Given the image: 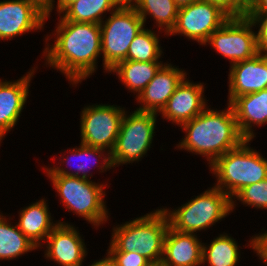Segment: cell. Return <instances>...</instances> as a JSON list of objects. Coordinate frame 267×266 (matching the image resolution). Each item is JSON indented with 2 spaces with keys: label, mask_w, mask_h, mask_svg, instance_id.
Here are the masks:
<instances>
[{
  "label": "cell",
  "mask_w": 267,
  "mask_h": 266,
  "mask_svg": "<svg viewBox=\"0 0 267 266\" xmlns=\"http://www.w3.org/2000/svg\"><path fill=\"white\" fill-rule=\"evenodd\" d=\"M51 31L50 35H44L45 48L41 54L44 66L59 71L70 86L78 87L98 69L102 45L100 24L58 20Z\"/></svg>",
  "instance_id": "cell-1"
},
{
  "label": "cell",
  "mask_w": 267,
  "mask_h": 266,
  "mask_svg": "<svg viewBox=\"0 0 267 266\" xmlns=\"http://www.w3.org/2000/svg\"><path fill=\"white\" fill-rule=\"evenodd\" d=\"M226 105L222 110L209 105L182 124L180 129L185 135L174 149L205 157L209 167L221 155L240 146L246 138L238 128L231 105Z\"/></svg>",
  "instance_id": "cell-2"
},
{
  "label": "cell",
  "mask_w": 267,
  "mask_h": 266,
  "mask_svg": "<svg viewBox=\"0 0 267 266\" xmlns=\"http://www.w3.org/2000/svg\"><path fill=\"white\" fill-rule=\"evenodd\" d=\"M157 208L133 220L113 225L106 251H136L153 265H160L169 219L162 206Z\"/></svg>",
  "instance_id": "cell-3"
},
{
  "label": "cell",
  "mask_w": 267,
  "mask_h": 266,
  "mask_svg": "<svg viewBox=\"0 0 267 266\" xmlns=\"http://www.w3.org/2000/svg\"><path fill=\"white\" fill-rule=\"evenodd\" d=\"M52 182L56 197L65 211L72 212L76 217L84 218L96 230L110 219L109 209L105 200L106 182H95L89 179L65 175H46Z\"/></svg>",
  "instance_id": "cell-4"
},
{
  "label": "cell",
  "mask_w": 267,
  "mask_h": 266,
  "mask_svg": "<svg viewBox=\"0 0 267 266\" xmlns=\"http://www.w3.org/2000/svg\"><path fill=\"white\" fill-rule=\"evenodd\" d=\"M251 141L246 139L209 166V173L216 178L214 187L230 198L245 186L267 179V158L259 150L251 148Z\"/></svg>",
  "instance_id": "cell-5"
},
{
  "label": "cell",
  "mask_w": 267,
  "mask_h": 266,
  "mask_svg": "<svg viewBox=\"0 0 267 266\" xmlns=\"http://www.w3.org/2000/svg\"><path fill=\"white\" fill-rule=\"evenodd\" d=\"M192 197L177 208L162 207L172 229L181 233H203L232 213L231 198L219 188L208 187Z\"/></svg>",
  "instance_id": "cell-6"
},
{
  "label": "cell",
  "mask_w": 267,
  "mask_h": 266,
  "mask_svg": "<svg viewBox=\"0 0 267 266\" xmlns=\"http://www.w3.org/2000/svg\"><path fill=\"white\" fill-rule=\"evenodd\" d=\"M144 27L143 20L127 0L100 23L101 58L105 74L126 59L131 42Z\"/></svg>",
  "instance_id": "cell-7"
},
{
  "label": "cell",
  "mask_w": 267,
  "mask_h": 266,
  "mask_svg": "<svg viewBox=\"0 0 267 266\" xmlns=\"http://www.w3.org/2000/svg\"><path fill=\"white\" fill-rule=\"evenodd\" d=\"M158 116L154 112L125 111L115 146L111 152L114 169L130 163L136 164L148 156L147 152L153 146Z\"/></svg>",
  "instance_id": "cell-8"
},
{
  "label": "cell",
  "mask_w": 267,
  "mask_h": 266,
  "mask_svg": "<svg viewBox=\"0 0 267 266\" xmlns=\"http://www.w3.org/2000/svg\"><path fill=\"white\" fill-rule=\"evenodd\" d=\"M126 108L94 103L80 112V143L112 152Z\"/></svg>",
  "instance_id": "cell-9"
},
{
  "label": "cell",
  "mask_w": 267,
  "mask_h": 266,
  "mask_svg": "<svg viewBox=\"0 0 267 266\" xmlns=\"http://www.w3.org/2000/svg\"><path fill=\"white\" fill-rule=\"evenodd\" d=\"M207 45L229 60L230 65L251 59L259 53L255 27L247 16L230 17L209 36L203 46Z\"/></svg>",
  "instance_id": "cell-10"
},
{
  "label": "cell",
  "mask_w": 267,
  "mask_h": 266,
  "mask_svg": "<svg viewBox=\"0 0 267 266\" xmlns=\"http://www.w3.org/2000/svg\"><path fill=\"white\" fill-rule=\"evenodd\" d=\"M229 18L218 6L197 0L179 8L176 24L167 37L180 35L203 47L209 36Z\"/></svg>",
  "instance_id": "cell-11"
},
{
  "label": "cell",
  "mask_w": 267,
  "mask_h": 266,
  "mask_svg": "<svg viewBox=\"0 0 267 266\" xmlns=\"http://www.w3.org/2000/svg\"><path fill=\"white\" fill-rule=\"evenodd\" d=\"M61 152L58 159H56L55 157L52 158V161H54V159L59 160L60 162H58V164H48V166L43 165L44 167H41V169H44V175H65L91 180L93 176V172H91V166L93 164L95 168L98 167L96 169L99 173H106L110 169L112 170L114 168L111 161V153L101 148H96L80 143L78 147L75 146L73 148L72 146L67 151L62 149ZM66 153L69 154V156ZM74 159L77 162L76 165H72V162L75 161ZM64 164L66 165V167Z\"/></svg>",
  "instance_id": "cell-12"
},
{
  "label": "cell",
  "mask_w": 267,
  "mask_h": 266,
  "mask_svg": "<svg viewBox=\"0 0 267 266\" xmlns=\"http://www.w3.org/2000/svg\"><path fill=\"white\" fill-rule=\"evenodd\" d=\"M59 224L46 238L40 250L44 248L43 257L54 261L59 266H83L88 255L87 245L75 224L58 220Z\"/></svg>",
  "instance_id": "cell-13"
},
{
  "label": "cell",
  "mask_w": 267,
  "mask_h": 266,
  "mask_svg": "<svg viewBox=\"0 0 267 266\" xmlns=\"http://www.w3.org/2000/svg\"><path fill=\"white\" fill-rule=\"evenodd\" d=\"M46 15L27 0H0V41L44 30Z\"/></svg>",
  "instance_id": "cell-14"
},
{
  "label": "cell",
  "mask_w": 267,
  "mask_h": 266,
  "mask_svg": "<svg viewBox=\"0 0 267 266\" xmlns=\"http://www.w3.org/2000/svg\"><path fill=\"white\" fill-rule=\"evenodd\" d=\"M187 77L177 86L166 106L158 114L163 121L165 119L178 127L198 116L209 106V100L204 95L206 84L193 82Z\"/></svg>",
  "instance_id": "cell-15"
},
{
  "label": "cell",
  "mask_w": 267,
  "mask_h": 266,
  "mask_svg": "<svg viewBox=\"0 0 267 266\" xmlns=\"http://www.w3.org/2000/svg\"><path fill=\"white\" fill-rule=\"evenodd\" d=\"M36 68L39 69L38 64L13 81L0 78V135L3 137H7V133H10L19 122L30 97V84L35 77Z\"/></svg>",
  "instance_id": "cell-16"
},
{
  "label": "cell",
  "mask_w": 267,
  "mask_h": 266,
  "mask_svg": "<svg viewBox=\"0 0 267 266\" xmlns=\"http://www.w3.org/2000/svg\"><path fill=\"white\" fill-rule=\"evenodd\" d=\"M188 75L186 70L164 62L156 72L154 78L147 84L140 95L135 98L138 103L136 110L159 114L166 106L168 99L175 92L177 86Z\"/></svg>",
  "instance_id": "cell-17"
},
{
  "label": "cell",
  "mask_w": 267,
  "mask_h": 266,
  "mask_svg": "<svg viewBox=\"0 0 267 266\" xmlns=\"http://www.w3.org/2000/svg\"><path fill=\"white\" fill-rule=\"evenodd\" d=\"M228 100L267 89V55L255 57L230 65L228 73Z\"/></svg>",
  "instance_id": "cell-18"
},
{
  "label": "cell",
  "mask_w": 267,
  "mask_h": 266,
  "mask_svg": "<svg viewBox=\"0 0 267 266\" xmlns=\"http://www.w3.org/2000/svg\"><path fill=\"white\" fill-rule=\"evenodd\" d=\"M199 235L181 233L169 226L160 266H202L203 242Z\"/></svg>",
  "instance_id": "cell-19"
},
{
  "label": "cell",
  "mask_w": 267,
  "mask_h": 266,
  "mask_svg": "<svg viewBox=\"0 0 267 266\" xmlns=\"http://www.w3.org/2000/svg\"><path fill=\"white\" fill-rule=\"evenodd\" d=\"M233 109L241 134L249 140L256 137L254 128L267 125V89L234 98Z\"/></svg>",
  "instance_id": "cell-20"
},
{
  "label": "cell",
  "mask_w": 267,
  "mask_h": 266,
  "mask_svg": "<svg viewBox=\"0 0 267 266\" xmlns=\"http://www.w3.org/2000/svg\"><path fill=\"white\" fill-rule=\"evenodd\" d=\"M48 200L40 198L28 206L20 208L18 221L19 230L33 243L38 250L44 244L48 235L59 224L51 215ZM53 216V217H52ZM54 220V221H53Z\"/></svg>",
  "instance_id": "cell-21"
},
{
  "label": "cell",
  "mask_w": 267,
  "mask_h": 266,
  "mask_svg": "<svg viewBox=\"0 0 267 266\" xmlns=\"http://www.w3.org/2000/svg\"><path fill=\"white\" fill-rule=\"evenodd\" d=\"M163 64V62L123 60L110 69L108 74L116 75L124 88L137 98Z\"/></svg>",
  "instance_id": "cell-22"
},
{
  "label": "cell",
  "mask_w": 267,
  "mask_h": 266,
  "mask_svg": "<svg viewBox=\"0 0 267 266\" xmlns=\"http://www.w3.org/2000/svg\"><path fill=\"white\" fill-rule=\"evenodd\" d=\"M137 11L146 25L149 17L153 21L154 29L164 32L167 36L174 28L179 7L174 0H127Z\"/></svg>",
  "instance_id": "cell-23"
},
{
  "label": "cell",
  "mask_w": 267,
  "mask_h": 266,
  "mask_svg": "<svg viewBox=\"0 0 267 266\" xmlns=\"http://www.w3.org/2000/svg\"><path fill=\"white\" fill-rule=\"evenodd\" d=\"M11 220L9 214L7 216L0 210V261L16 260L38 249Z\"/></svg>",
  "instance_id": "cell-24"
},
{
  "label": "cell",
  "mask_w": 267,
  "mask_h": 266,
  "mask_svg": "<svg viewBox=\"0 0 267 266\" xmlns=\"http://www.w3.org/2000/svg\"><path fill=\"white\" fill-rule=\"evenodd\" d=\"M126 0H78L70 4L58 20L100 24L107 14L115 11Z\"/></svg>",
  "instance_id": "cell-25"
},
{
  "label": "cell",
  "mask_w": 267,
  "mask_h": 266,
  "mask_svg": "<svg viewBox=\"0 0 267 266\" xmlns=\"http://www.w3.org/2000/svg\"><path fill=\"white\" fill-rule=\"evenodd\" d=\"M241 249L230 233H220L210 244L203 242L202 266H237L241 261Z\"/></svg>",
  "instance_id": "cell-26"
},
{
  "label": "cell",
  "mask_w": 267,
  "mask_h": 266,
  "mask_svg": "<svg viewBox=\"0 0 267 266\" xmlns=\"http://www.w3.org/2000/svg\"><path fill=\"white\" fill-rule=\"evenodd\" d=\"M154 28L144 27L129 46L127 57L125 60H133L138 62H163V51L160 34L164 33ZM157 32V33H156ZM159 34V35H158Z\"/></svg>",
  "instance_id": "cell-27"
},
{
  "label": "cell",
  "mask_w": 267,
  "mask_h": 266,
  "mask_svg": "<svg viewBox=\"0 0 267 266\" xmlns=\"http://www.w3.org/2000/svg\"><path fill=\"white\" fill-rule=\"evenodd\" d=\"M247 207H254V209L267 210V179L259 181L254 184H250L239 190L231 198V211H235V208L239 203L238 201Z\"/></svg>",
  "instance_id": "cell-28"
},
{
  "label": "cell",
  "mask_w": 267,
  "mask_h": 266,
  "mask_svg": "<svg viewBox=\"0 0 267 266\" xmlns=\"http://www.w3.org/2000/svg\"><path fill=\"white\" fill-rule=\"evenodd\" d=\"M116 266H152L153 264L138 252H108Z\"/></svg>",
  "instance_id": "cell-29"
},
{
  "label": "cell",
  "mask_w": 267,
  "mask_h": 266,
  "mask_svg": "<svg viewBox=\"0 0 267 266\" xmlns=\"http://www.w3.org/2000/svg\"><path fill=\"white\" fill-rule=\"evenodd\" d=\"M256 30L258 52L267 55V15H245Z\"/></svg>",
  "instance_id": "cell-30"
},
{
  "label": "cell",
  "mask_w": 267,
  "mask_h": 266,
  "mask_svg": "<svg viewBox=\"0 0 267 266\" xmlns=\"http://www.w3.org/2000/svg\"><path fill=\"white\" fill-rule=\"evenodd\" d=\"M264 230V231H263ZM263 232L254 234L249 241L247 240L243 248L246 247L253 250V253L256 254L258 260L262 261L265 266H267V230L264 228L261 229ZM249 246V247H248Z\"/></svg>",
  "instance_id": "cell-31"
},
{
  "label": "cell",
  "mask_w": 267,
  "mask_h": 266,
  "mask_svg": "<svg viewBox=\"0 0 267 266\" xmlns=\"http://www.w3.org/2000/svg\"><path fill=\"white\" fill-rule=\"evenodd\" d=\"M218 6L229 17H244L246 12L235 2V0H204Z\"/></svg>",
  "instance_id": "cell-32"
},
{
  "label": "cell",
  "mask_w": 267,
  "mask_h": 266,
  "mask_svg": "<svg viewBox=\"0 0 267 266\" xmlns=\"http://www.w3.org/2000/svg\"><path fill=\"white\" fill-rule=\"evenodd\" d=\"M35 4L46 15V21L49 19L52 13V1L53 0H27Z\"/></svg>",
  "instance_id": "cell-33"
},
{
  "label": "cell",
  "mask_w": 267,
  "mask_h": 266,
  "mask_svg": "<svg viewBox=\"0 0 267 266\" xmlns=\"http://www.w3.org/2000/svg\"><path fill=\"white\" fill-rule=\"evenodd\" d=\"M246 15H267V0H257Z\"/></svg>",
  "instance_id": "cell-34"
},
{
  "label": "cell",
  "mask_w": 267,
  "mask_h": 266,
  "mask_svg": "<svg viewBox=\"0 0 267 266\" xmlns=\"http://www.w3.org/2000/svg\"><path fill=\"white\" fill-rule=\"evenodd\" d=\"M75 1H78V0H57V1L53 0L52 11L55 9V11H57L56 13L57 16H59L70 4L74 3Z\"/></svg>",
  "instance_id": "cell-35"
},
{
  "label": "cell",
  "mask_w": 267,
  "mask_h": 266,
  "mask_svg": "<svg viewBox=\"0 0 267 266\" xmlns=\"http://www.w3.org/2000/svg\"><path fill=\"white\" fill-rule=\"evenodd\" d=\"M106 254L104 255L103 258H99L98 260H94L92 264H89L88 266H116L113 258L108 252H105Z\"/></svg>",
  "instance_id": "cell-36"
},
{
  "label": "cell",
  "mask_w": 267,
  "mask_h": 266,
  "mask_svg": "<svg viewBox=\"0 0 267 266\" xmlns=\"http://www.w3.org/2000/svg\"><path fill=\"white\" fill-rule=\"evenodd\" d=\"M257 0H235V2L247 13Z\"/></svg>",
  "instance_id": "cell-37"
},
{
  "label": "cell",
  "mask_w": 267,
  "mask_h": 266,
  "mask_svg": "<svg viewBox=\"0 0 267 266\" xmlns=\"http://www.w3.org/2000/svg\"><path fill=\"white\" fill-rule=\"evenodd\" d=\"M197 0H174V2L176 3V5L181 8L183 6H187L190 5L192 3H194Z\"/></svg>",
  "instance_id": "cell-38"
},
{
  "label": "cell",
  "mask_w": 267,
  "mask_h": 266,
  "mask_svg": "<svg viewBox=\"0 0 267 266\" xmlns=\"http://www.w3.org/2000/svg\"><path fill=\"white\" fill-rule=\"evenodd\" d=\"M4 139H5V137L0 135V146H1V143L3 142Z\"/></svg>",
  "instance_id": "cell-39"
}]
</instances>
